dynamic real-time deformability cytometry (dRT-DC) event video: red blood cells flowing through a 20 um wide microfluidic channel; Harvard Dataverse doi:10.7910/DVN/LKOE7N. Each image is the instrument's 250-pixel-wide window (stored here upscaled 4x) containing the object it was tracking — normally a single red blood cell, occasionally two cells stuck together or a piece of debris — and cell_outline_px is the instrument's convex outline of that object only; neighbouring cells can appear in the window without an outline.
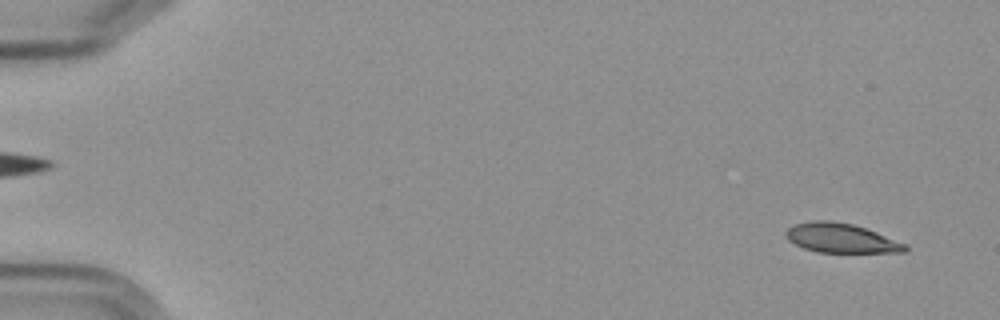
{"species": "Egyptian fruit bat (a non-hibernating species)", "species_latin": "Rousettus aegyptiacus", "temperature_condition": "cold", "stored_images_in_passage": 4, "segment_of_instrument_passage": [2, 2], "camera_frame_rate_fps": 3000, "um_per_image_px": 0.085, "frame": {"image": 1, "passage_image": 4, "time_ms": 3.667, "image_size_px": [1000, 320], "cell_outline_px": [[908, 248], [904, 252], [820, 252], [804, 248], [788, 240], [784, 232], [788, 228], [796, 224], [812, 220], [832, 220], [852, 224], [876, 232], [904, 244]], "centroid_in_image_um": [71.44, 20.23], "position_along_channel_um": 13.6, "area_um2": 20.06}}